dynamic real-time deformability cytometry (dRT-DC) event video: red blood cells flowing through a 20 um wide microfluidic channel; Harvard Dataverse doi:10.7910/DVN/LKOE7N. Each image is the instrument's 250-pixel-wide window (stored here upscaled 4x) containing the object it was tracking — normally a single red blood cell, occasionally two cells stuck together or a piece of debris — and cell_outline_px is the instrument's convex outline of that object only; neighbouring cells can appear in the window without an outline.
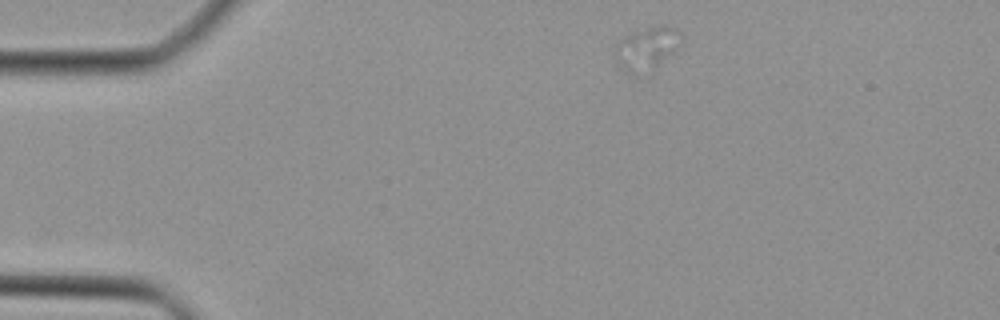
{"species": "Egyptian fruit bat (a non-hibernating species)", "species_latin": "Rousettus aegyptiacus", "temperature_condition": "cold", "stored_images_in_passage": 23, "camera_frame_rate_fps": 3000, "um_per_image_px": 0.085, "animal": {"sex": "female"}, "frame": {"image": 1, "passage_image": 1, "time_ms": 0.0, "image_size_px": [1000, 320], "cell_outline_px": [[680, 48], [656, 64], [628, 76], [616, 64], [612, 56], [612, 52], [616, 44], [628, 32], [660, 24], [668, 24], [680, 32]], "centroid_in_image_um": [54.88, 4.06], "position_along_channel_um": 30.1, "area_um2": 16.7}}
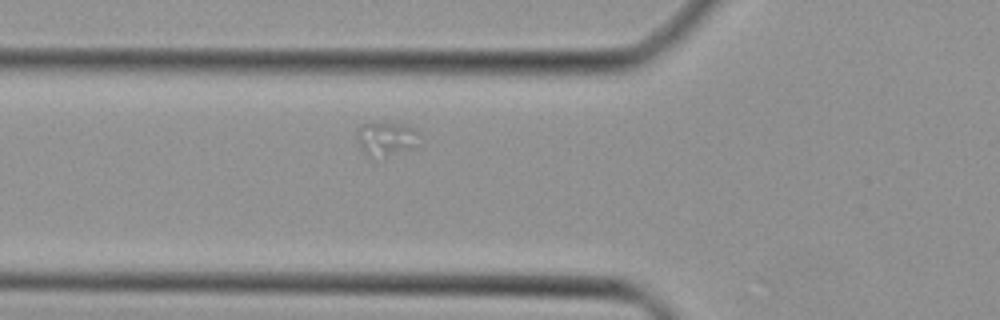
{"frame": {"image": 2, "passage_image": 10, "time_ms": 3.0, "image_size_px": [1000, 320], "cell_outline_px": [[420, 132], [412, 148], [368, 156], [360, 148], [356, 140], [356, 132], [360, 124], [404, 124], [416, 128]], "centroid_in_image_um": [32.77, 11.72], "position_along_channel_um": 93.0, "area_um2": 11.56}}